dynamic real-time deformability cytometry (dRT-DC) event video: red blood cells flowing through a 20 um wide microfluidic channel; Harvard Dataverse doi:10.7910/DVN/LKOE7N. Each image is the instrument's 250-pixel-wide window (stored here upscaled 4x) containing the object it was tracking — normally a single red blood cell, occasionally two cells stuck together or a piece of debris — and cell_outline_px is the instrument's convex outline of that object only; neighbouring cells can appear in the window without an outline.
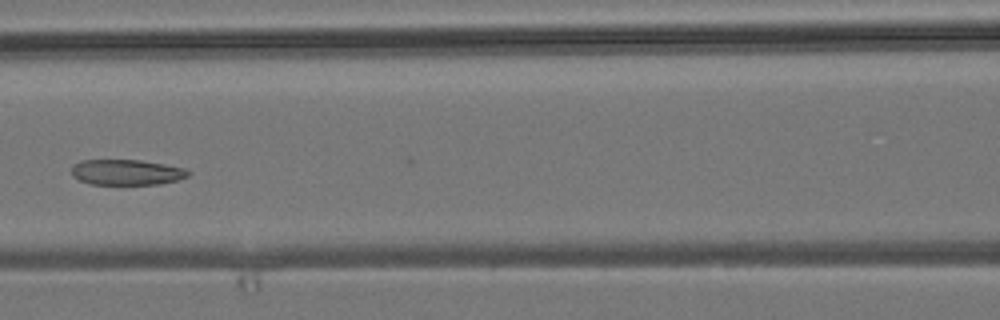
{"species": "common noctule bat (a hibernating species)", "species_latin": "Nyctalus noctula", "temperature_condition": "room temperature", "stored_images_in_passage": 7, "camera_frame_rate_fps": 3000, "um_per_image_px": 0.085, "animal": {"sex": "male", "body_mass_g": 19.2, "forearm_length_mm": 51.8}, "frame": {"image": 1, "passage_image": 6, "time_ms": 5.667, "image_size_px": [1000, 320], "cell_outline_px": [[192, 172], [188, 176], [176, 180], [160, 184], [92, 184], [80, 180], [72, 176], [72, 164], [80, 160], [140, 160], [164, 164], [184, 168]], "centroid_in_image_um": [10.75, 14.63], "position_along_channel_um": 155.8, "area_um2": 17.34}}
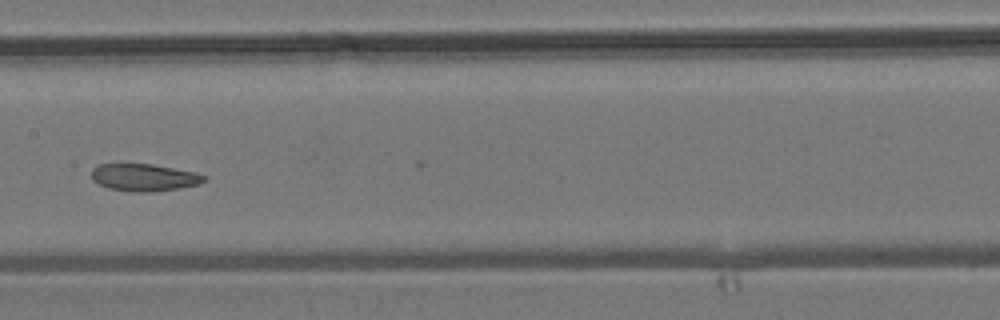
{"frame": {"image": 2, "passage_image": 7, "time_ms": 6.667, "image_size_px": [1000, 320], "cell_outline_px": [[208, 176], [200, 184], [176, 188], [148, 192], [132, 192], [108, 188], [92, 180], [92, 168], [100, 164], [152, 164], [196, 172]], "centroid_in_image_um": [12.25, 15.07], "position_along_channel_um": 195.2, "area_um2": 17.8}}